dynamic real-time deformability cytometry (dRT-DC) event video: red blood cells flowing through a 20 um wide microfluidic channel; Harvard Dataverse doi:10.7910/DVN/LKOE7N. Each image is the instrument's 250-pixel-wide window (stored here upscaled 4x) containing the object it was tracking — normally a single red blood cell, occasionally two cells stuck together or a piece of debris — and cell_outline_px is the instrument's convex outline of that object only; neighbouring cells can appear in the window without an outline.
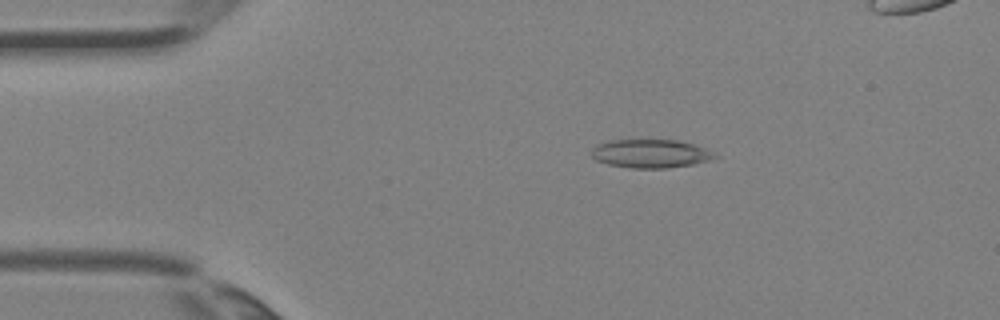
{"species": "Egyptian fruit bat (a non-hibernating species)", "species_latin": "Rousettus aegyptiacus", "temperature_condition": "room temperature", "stored_images_in_passage": 3, "camera_frame_rate_fps": 3000, "um_per_image_px": 0.085, "animal": {"sex": "female"}, "frame": {"image": 1, "passage_image": 2, "time_ms": 0.333, "image_size_px": [1000, 320], "cell_outline_px": [[720, 156], [712, 160], [692, 164], [668, 168], [632, 168], [608, 164], [596, 160], [592, 156], [592, 148], [596, 144], [608, 140], [676, 140], [692, 144], [704, 148]], "centroid_in_image_um": [55.29, 13.06], "position_along_channel_um": 29.7, "area_um2": 20.46}}